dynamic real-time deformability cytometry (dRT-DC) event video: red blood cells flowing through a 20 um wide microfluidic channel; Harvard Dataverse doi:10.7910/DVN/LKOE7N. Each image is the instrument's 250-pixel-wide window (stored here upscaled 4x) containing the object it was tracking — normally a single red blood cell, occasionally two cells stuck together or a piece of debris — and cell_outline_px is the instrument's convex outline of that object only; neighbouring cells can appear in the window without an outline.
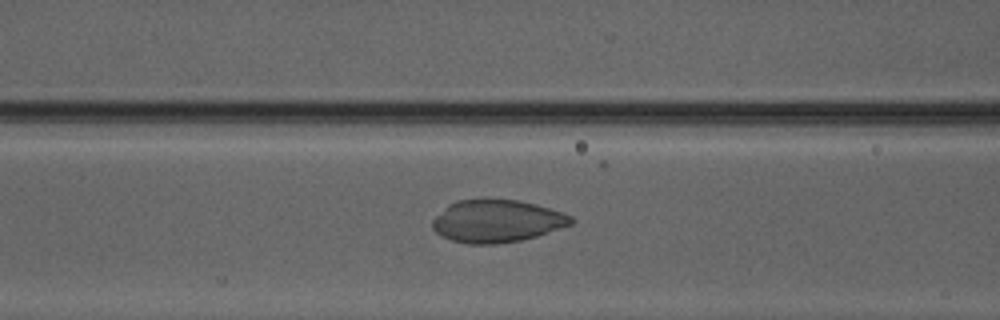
{"species": "Egyptian fruit bat (a non-hibernating species)", "species_latin": "Rousettus aegyptiacus", "temperature_condition": "warm", "stored_images_in_passage": 38, "camera_frame_rate_fps": 3000, "um_per_image_px": 0.085, "animal": {"sex": "male"}, "frame": {"image": 1, "passage_image": 10, "time_ms": 3.0, "image_size_px": [1000, 320], "cell_outline_px": [[576, 220], [572, 224], [536, 236], [520, 240], [496, 244], [468, 244], [452, 240], [440, 236], [432, 228], [432, 220], [448, 204], [456, 200], [480, 196], [488, 196], [516, 200], [536, 204], [572, 216]], "centroid_in_image_um": [42.18, 18.75], "position_along_channel_um": 124.4, "area_um2": 35.08}}
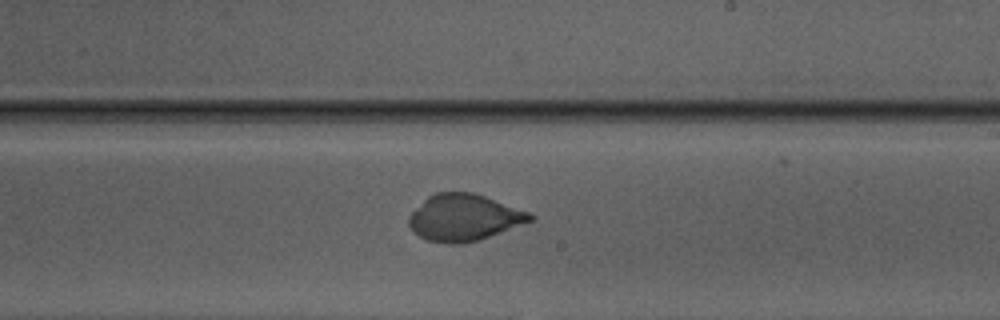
{"frame": {"image": 2, "passage_image": 19, "time_ms": 6.0, "image_size_px": [1000, 320], "cell_outline_px": [[536, 216], [532, 220], [480, 240], [460, 244], [444, 244], [424, 240], [408, 224], [408, 216], [428, 196], [436, 192], [472, 192], [484, 196], [528, 212]], "centroid_in_image_um": [39.41, 18.51], "position_along_channel_um": 249.6, "area_um2": 32.71}}
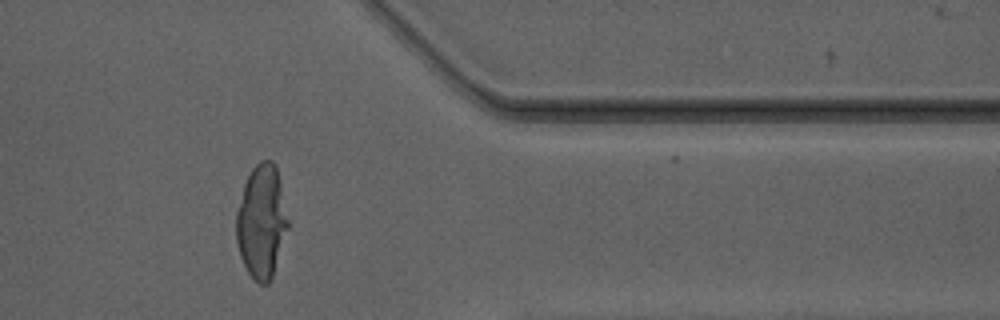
{"frame": {"image": 3, "passage_image": 30, "time_ms": 9.667, "image_size_px": [1000, 320], "cell_outline_px": [[288, 228], [272, 276], [268, 284], [260, 284], [248, 272], [240, 256], [236, 240], [236, 212], [244, 184], [252, 168], [260, 160], [272, 160], [276, 164], [288, 220]], "centroid_in_image_um": [22.22, 18.81], "position_along_channel_um": 389.2, "area_um2": 33.87}}